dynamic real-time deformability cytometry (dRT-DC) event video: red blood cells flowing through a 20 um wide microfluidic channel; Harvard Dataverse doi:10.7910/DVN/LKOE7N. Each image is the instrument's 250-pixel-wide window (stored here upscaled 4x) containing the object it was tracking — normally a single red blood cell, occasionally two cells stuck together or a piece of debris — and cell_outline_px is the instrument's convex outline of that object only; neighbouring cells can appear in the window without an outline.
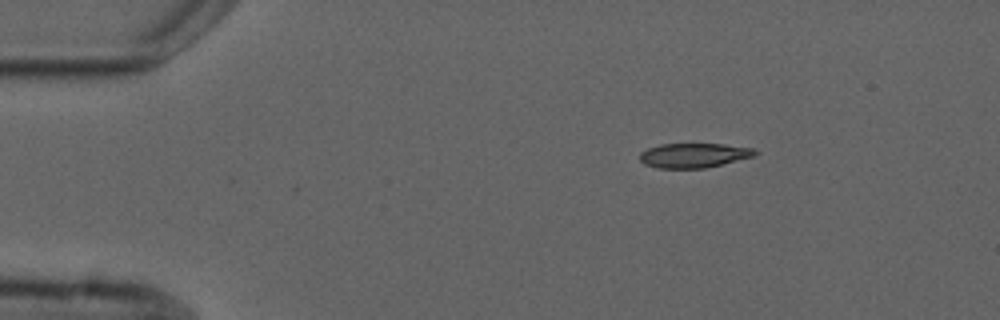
{"species": "common noctule bat (a hibernating species)", "species_latin": "Nyctalus noctula", "temperature_condition": "cold", "stored_images_in_passage": 2, "camera_frame_rate_fps": 3000, "um_per_image_px": 0.085, "animal": {"sex": "male", "forearm_length_mm": 52.5}, "frame": {"image": 1, "passage_image": 1, "time_ms": 0.0, "image_size_px": [1000, 320], "cell_outline_px": [[760, 152], [756, 156], [704, 168], [656, 168], [644, 164], [640, 160], [640, 152], [648, 148], [660, 144], [724, 144], [756, 148]], "centroid_in_image_um": [59.02, 13.2], "position_along_channel_um": 26.0, "area_um2": 16.65}}